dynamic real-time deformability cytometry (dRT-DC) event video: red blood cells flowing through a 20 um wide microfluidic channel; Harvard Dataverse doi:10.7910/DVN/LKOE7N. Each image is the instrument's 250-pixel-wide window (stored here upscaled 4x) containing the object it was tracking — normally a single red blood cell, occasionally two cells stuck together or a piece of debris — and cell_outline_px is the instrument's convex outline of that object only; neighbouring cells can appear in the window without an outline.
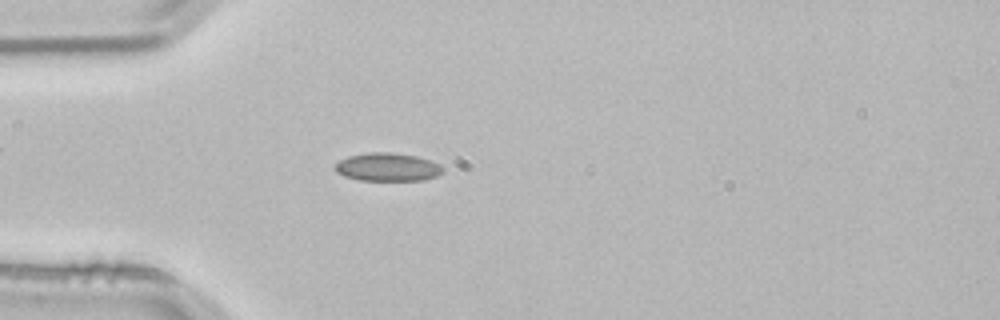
{"species": "common noctule bat (a hibernating species)", "species_latin": "Nyctalus noctula", "temperature_condition": "room temperature", "stored_images_in_passage": 34, "camera_frame_rate_fps": 3000, "um_per_image_px": 0.085, "animal": {"sex": "male", "body_mass_g": 21.5, "forearm_length_mm": 52.0}, "frame": {"image": 1, "passage_image": 3, "time_ms": 0.667, "image_size_px": [1000, 320], "cell_outline_px": [[444, 172], [436, 176], [424, 180], [360, 180], [344, 176], [336, 172], [336, 164], [340, 160], [348, 156], [368, 152], [392, 152], [416, 156], [432, 160], [440, 164], [444, 168]], "centroid_in_image_um": [32.98, 14.19], "position_along_channel_um": 52.0, "area_um2": 17.8}}
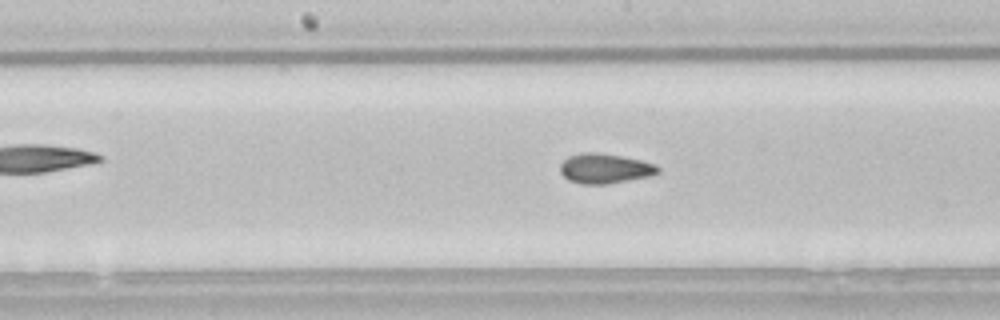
{"frame": {"image": 2, "passage_image": 15, "time_ms": 4.667, "image_size_px": [1000, 320], "cell_outline_px": [[660, 172], [652, 176], [608, 184], [580, 184], [568, 180], [560, 172], [560, 164], [568, 156], [580, 152], [596, 152], [620, 156], [640, 160], [656, 164], [660, 168]], "centroid_in_image_um": [51.41, 14.33], "position_along_channel_um": 196.8, "area_um2": 17.22}}
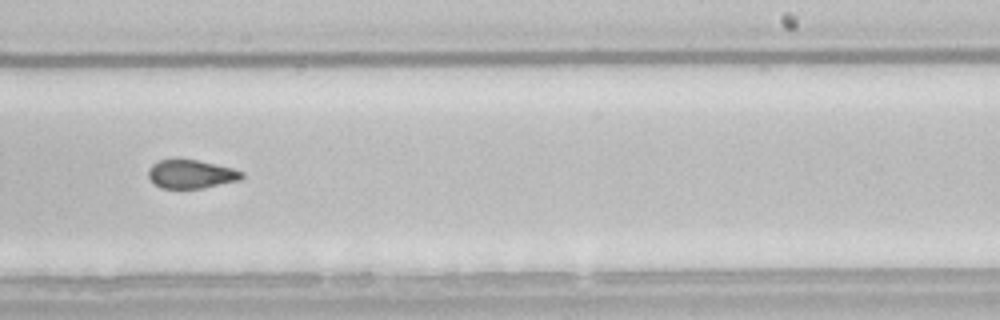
{"frame": {"image": 3, "passage_image": 21, "time_ms": 6.667, "image_size_px": [1000, 320], "cell_outline_px": [[244, 176], [240, 180], [204, 188], [160, 188], [148, 176], [148, 168], [152, 164], [160, 160], [200, 160], [232, 168], [244, 172]], "centroid_in_image_um": [16.27, 14.8], "position_along_channel_um": 272.7, "area_um2": 15.49}, "authors_computed_cell_mechanics": {"area_um2": 16.9354, "velocity_mm_per_s": 3.82, "shape_relaxation_time_tau1_ms": null, "shape_relaxation_time_tau2_ms": 2.2161, "deformation_change_tau1": null, "deformation_change_tau2": 0.0593}}